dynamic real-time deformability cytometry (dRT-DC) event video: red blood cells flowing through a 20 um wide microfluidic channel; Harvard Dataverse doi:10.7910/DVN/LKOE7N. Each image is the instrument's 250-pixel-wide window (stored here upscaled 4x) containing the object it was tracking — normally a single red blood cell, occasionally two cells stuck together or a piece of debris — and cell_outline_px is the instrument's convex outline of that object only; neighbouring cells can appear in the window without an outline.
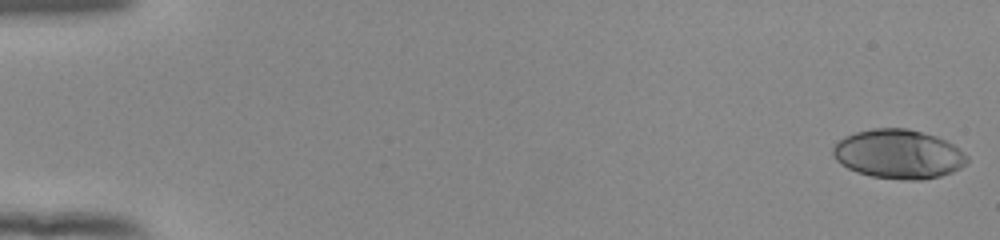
{"species": "human", "species_latin": "Homo sapiens", "temperature_condition": "room temperature", "stored_images_in_passage": 54, "camera_frame_rate_fps": 3000, "um_per_image_px": 0.085, "donor": {"sex": "female"}, "frame": {"image": 1, "passage_image": 1, "time_ms": 0.0, "image_size_px": [1000, 240], "cell_outline_px": [[968, 164], [952, 172], [940, 176], [924, 180], [904, 180], [872, 176], [856, 172], [840, 164], [836, 160], [832, 152], [832, 148], [844, 136], [856, 132], [872, 128], [908, 128], [924, 132], [936, 136], [960, 148], [968, 156]], "centroid_in_image_um": [76.39, 13.1], "position_along_channel_um": 8.6, "area_um2": 38.67}}
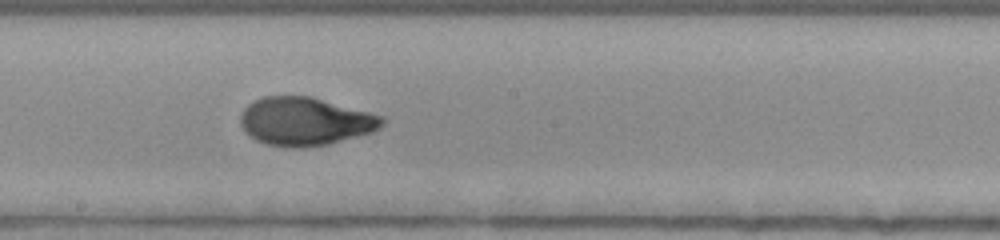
{"frame": {"image": 2, "passage_image": 31, "time_ms": 10.0, "image_size_px": [1000, 240], "cell_outline_px": [[384, 124], [380, 128], [372, 132], [328, 144], [304, 148], [292, 148], [264, 144], [256, 140], [244, 132], [240, 124], [240, 116], [244, 108], [248, 104], [264, 96], [312, 96], [384, 116]], "centroid_in_image_um": [25.93, 10.32], "position_along_channel_um": 222.3, "area_um2": 40.11}}
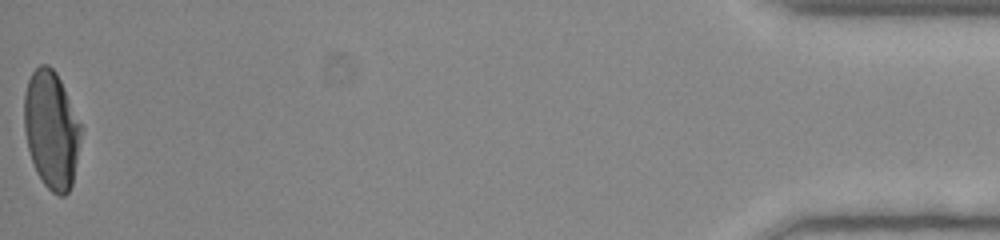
{"frame": {"image": 3, "passage_image": 54, "time_ms": 17.667, "image_size_px": [1000, 240], "cell_outline_px": [[80, 132], [76, 160], [72, 184], [68, 192], [64, 196], [60, 196], [52, 192], [44, 184], [36, 172], [28, 148], [24, 132], [24, 92], [28, 80], [32, 72], [40, 64], [48, 64], [56, 72], [60, 80], [80, 124]], "centroid_in_image_um": [4.33, 11.02], "position_along_channel_um": 430.9, "area_um2": 38.38}, "authors_computed_cell_mechanics": {"area_um2": 38.6682, "velocity_mm_per_s": 3.8905, "shape_relaxation_time_tau1_ms": 6.6606, "shape_relaxation_time_tau2_ms": null, "deformation_change_tau1": 0.2574, "deformation_change_tau2": null}}